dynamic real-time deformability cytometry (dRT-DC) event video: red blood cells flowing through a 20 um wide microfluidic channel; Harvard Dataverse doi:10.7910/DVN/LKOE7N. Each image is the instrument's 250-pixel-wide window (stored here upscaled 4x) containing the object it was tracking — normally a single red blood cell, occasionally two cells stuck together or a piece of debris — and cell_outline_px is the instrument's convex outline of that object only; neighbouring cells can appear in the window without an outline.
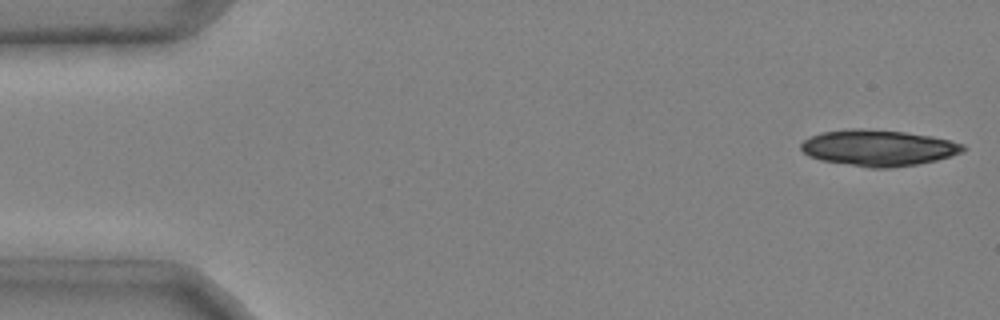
{"species": "common noctule bat (a hibernating species)", "species_latin": "Nyctalus noctula", "temperature_condition": "cold", "stored_images_in_passage": 46, "camera_frame_rate_fps": 3000, "um_per_image_px": 0.085, "animal": {"sex": "male", "body_mass_g": 20.4}, "frame": {"image": 1, "passage_image": 1, "time_ms": 0.0, "image_size_px": [1000, 320], "cell_outline_px": [[968, 148], [964, 152], [936, 160], [916, 164], [888, 168], [868, 168], [820, 160], [808, 156], [800, 148], [800, 144], [808, 136], [820, 132], [852, 128], [860, 128], [904, 132], [932, 136], [964, 144]], "centroid_in_image_um": [74.63, 12.57], "position_along_channel_um": 10.4, "area_um2": 34.33}}
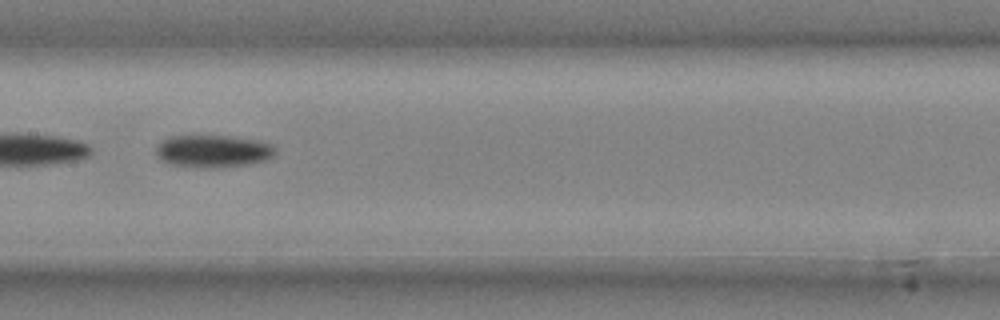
{"frame": {"image": 2, "passage_image": 24, "time_ms": 7.667, "image_size_px": [1000, 320], "cell_outline_px": [[276, 152], [272, 156], [264, 160], [248, 164], [204, 168], [168, 164], [160, 160], [156, 156], [156, 144], [160, 140], [168, 136], [228, 136], [264, 140], [272, 144], [276, 148]], "centroid_in_image_um": [18.07, 12.83], "position_along_channel_um": 189.3, "area_um2": 22.83}}
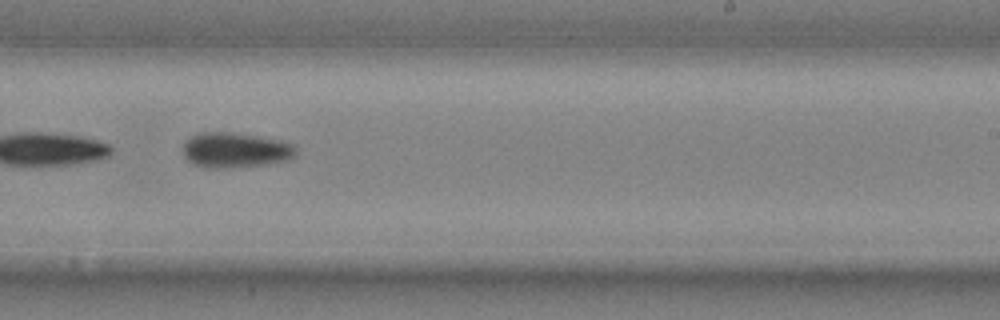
{"frame": {"image": 3, "passage_image": 30, "time_ms": 9.667, "image_size_px": [1000, 320], "cell_outline_px": [[296, 156], [288, 160], [264, 164], [228, 168], [204, 168], [188, 160], [184, 156], [184, 140], [200, 132], [232, 132], [280, 140], [292, 144], [296, 148]], "centroid_in_image_um": [20.0, 12.76], "position_along_channel_um": 269.0, "area_um2": 23.12}, "authors_computed_cell_mechanics": {"area_um2": 22.6576, "velocity_mm_per_s": 3.9986, "shape_relaxation_time_tau1_ms": 5.836, "shape_relaxation_time_tau2_ms": null, "deformation_change_tau1": 0.1614, "deformation_change_tau2": null}}